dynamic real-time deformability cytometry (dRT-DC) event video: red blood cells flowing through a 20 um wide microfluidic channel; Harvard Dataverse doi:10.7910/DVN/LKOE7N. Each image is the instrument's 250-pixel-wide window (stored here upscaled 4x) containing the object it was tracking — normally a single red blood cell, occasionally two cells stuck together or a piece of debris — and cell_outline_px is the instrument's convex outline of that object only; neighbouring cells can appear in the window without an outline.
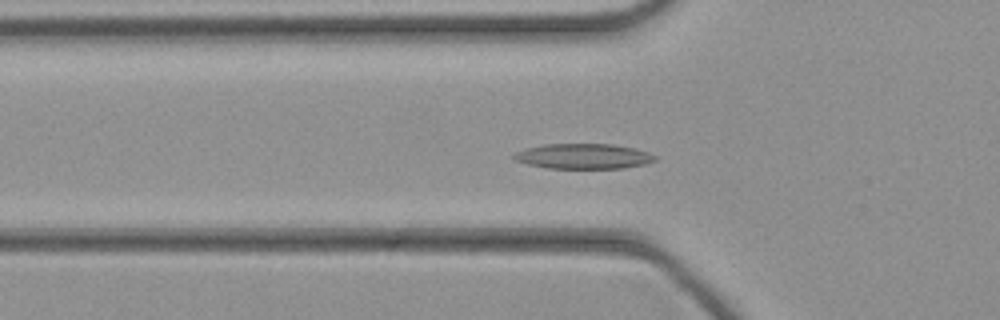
{"species": "common noctule bat (a hibernating species)", "species_latin": "Nyctalus noctula", "temperature_condition": "cold", "stored_images_in_passage": 46, "camera_frame_rate_fps": 3000, "um_per_image_px": 0.085, "animal": {"sex": "female", "body_mass_g": 21.9}, "frame": {"image": 1, "passage_image": 15, "time_ms": 4.667, "image_size_px": [1000, 320], "cell_outline_px": [[656, 160], [644, 164], [624, 168], [548, 168], [528, 164], [516, 160], [512, 156], [516, 152], [524, 148], [544, 144], [612, 144], [632, 148], [648, 152], [656, 156]], "centroid_in_image_um": [49.57, 13.28], "position_along_channel_um": 76.2, "area_um2": 20.58}}
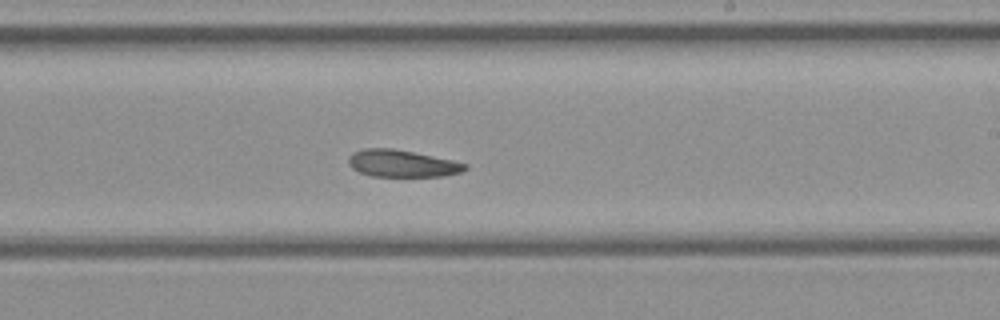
{"frame": {"image": 2, "passage_image": 27, "time_ms": 8.667, "image_size_px": [1000, 320], "cell_outline_px": [[468, 168], [460, 172], [444, 176], [372, 176], [360, 172], [352, 168], [348, 164], [348, 156], [352, 152], [364, 148], [392, 148], [452, 160], [468, 164]], "centroid_in_image_um": [34.14, 13.89], "position_along_channel_um": 254.9, "area_um2": 18.32}}
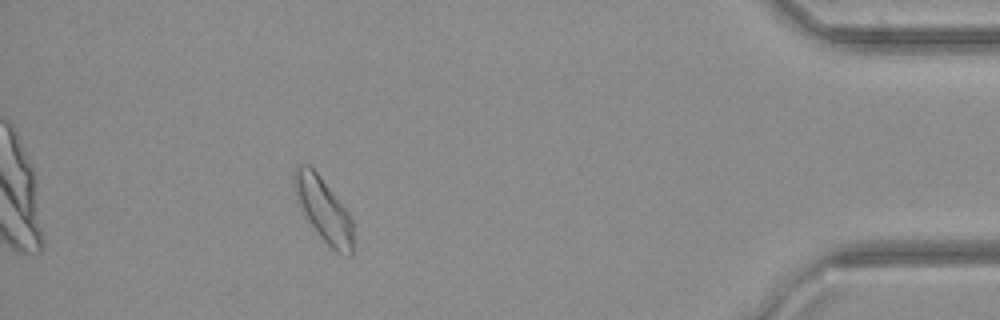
{"frame": {"image": 3, "passage_image": 41, "time_ms": 13.333, "image_size_px": [1000, 320], "cell_outline_px": [[352, 256], [348, 256], [336, 252], [316, 232], [300, 208], [292, 180], [292, 176], [296, 164], [308, 164], [320, 176], [348, 212], [352, 220]], "centroid_in_image_um": [27.47, 17.8], "position_along_channel_um": 407.7, "area_um2": 21.68}}